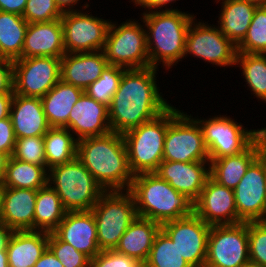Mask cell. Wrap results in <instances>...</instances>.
I'll list each match as a JSON object with an SVG mask.
<instances>
[{"mask_svg":"<svg viewBox=\"0 0 266 267\" xmlns=\"http://www.w3.org/2000/svg\"><path fill=\"white\" fill-rule=\"evenodd\" d=\"M157 68L125 70L108 106L110 129L123 134L148 122L172 104L163 97Z\"/></svg>","mask_w":266,"mask_h":267,"instance_id":"cell-1","label":"cell"},{"mask_svg":"<svg viewBox=\"0 0 266 267\" xmlns=\"http://www.w3.org/2000/svg\"><path fill=\"white\" fill-rule=\"evenodd\" d=\"M77 158L104 191L130 189L134 175L129 168L122 134L111 131L78 140Z\"/></svg>","mask_w":266,"mask_h":267,"instance_id":"cell-2","label":"cell"},{"mask_svg":"<svg viewBox=\"0 0 266 267\" xmlns=\"http://www.w3.org/2000/svg\"><path fill=\"white\" fill-rule=\"evenodd\" d=\"M149 56V67L170 71L183 60L187 30L196 17L181 10L151 11L140 14Z\"/></svg>","mask_w":266,"mask_h":267,"instance_id":"cell-3","label":"cell"},{"mask_svg":"<svg viewBox=\"0 0 266 267\" xmlns=\"http://www.w3.org/2000/svg\"><path fill=\"white\" fill-rule=\"evenodd\" d=\"M129 191L135 199L137 215L160 225L193 213V202L156 173L135 175Z\"/></svg>","mask_w":266,"mask_h":267,"instance_id":"cell-4","label":"cell"},{"mask_svg":"<svg viewBox=\"0 0 266 267\" xmlns=\"http://www.w3.org/2000/svg\"><path fill=\"white\" fill-rule=\"evenodd\" d=\"M181 110L173 104L158 117L122 134L132 174L155 173L163 161L164 139L170 121Z\"/></svg>","mask_w":266,"mask_h":267,"instance_id":"cell-5","label":"cell"},{"mask_svg":"<svg viewBox=\"0 0 266 267\" xmlns=\"http://www.w3.org/2000/svg\"><path fill=\"white\" fill-rule=\"evenodd\" d=\"M48 184L67 211H91L105 192L77 157L50 168Z\"/></svg>","mask_w":266,"mask_h":267,"instance_id":"cell-6","label":"cell"},{"mask_svg":"<svg viewBox=\"0 0 266 267\" xmlns=\"http://www.w3.org/2000/svg\"><path fill=\"white\" fill-rule=\"evenodd\" d=\"M99 249L114 250L129 225L137 218L135 199L129 190L105 191L91 209Z\"/></svg>","mask_w":266,"mask_h":267,"instance_id":"cell-7","label":"cell"},{"mask_svg":"<svg viewBox=\"0 0 266 267\" xmlns=\"http://www.w3.org/2000/svg\"><path fill=\"white\" fill-rule=\"evenodd\" d=\"M141 22L133 18L120 25L110 22L103 49L109 65L126 70L149 67L146 31Z\"/></svg>","mask_w":266,"mask_h":267,"instance_id":"cell-8","label":"cell"},{"mask_svg":"<svg viewBox=\"0 0 266 267\" xmlns=\"http://www.w3.org/2000/svg\"><path fill=\"white\" fill-rule=\"evenodd\" d=\"M201 126L209 161L245 151L260 135V128L248 129L225 115L194 117Z\"/></svg>","mask_w":266,"mask_h":267,"instance_id":"cell-9","label":"cell"},{"mask_svg":"<svg viewBox=\"0 0 266 267\" xmlns=\"http://www.w3.org/2000/svg\"><path fill=\"white\" fill-rule=\"evenodd\" d=\"M248 262V222L212 225L204 267H243Z\"/></svg>","mask_w":266,"mask_h":267,"instance_id":"cell-10","label":"cell"},{"mask_svg":"<svg viewBox=\"0 0 266 267\" xmlns=\"http://www.w3.org/2000/svg\"><path fill=\"white\" fill-rule=\"evenodd\" d=\"M196 19L192 20L186 33L183 59L193 56L215 67H235L237 47L220 32L217 25Z\"/></svg>","mask_w":266,"mask_h":267,"instance_id":"cell-11","label":"cell"},{"mask_svg":"<svg viewBox=\"0 0 266 267\" xmlns=\"http://www.w3.org/2000/svg\"><path fill=\"white\" fill-rule=\"evenodd\" d=\"M163 160L209 161L201 126L191 114L181 110L168 124Z\"/></svg>","mask_w":266,"mask_h":267,"instance_id":"cell-12","label":"cell"},{"mask_svg":"<svg viewBox=\"0 0 266 267\" xmlns=\"http://www.w3.org/2000/svg\"><path fill=\"white\" fill-rule=\"evenodd\" d=\"M83 11L65 12L61 17L66 53L95 52L105 47L112 20L95 17L89 10Z\"/></svg>","mask_w":266,"mask_h":267,"instance_id":"cell-13","label":"cell"},{"mask_svg":"<svg viewBox=\"0 0 266 267\" xmlns=\"http://www.w3.org/2000/svg\"><path fill=\"white\" fill-rule=\"evenodd\" d=\"M13 91L42 98L61 79V58L29 57L13 61Z\"/></svg>","mask_w":266,"mask_h":267,"instance_id":"cell-14","label":"cell"},{"mask_svg":"<svg viewBox=\"0 0 266 267\" xmlns=\"http://www.w3.org/2000/svg\"><path fill=\"white\" fill-rule=\"evenodd\" d=\"M210 228L211 225L206 224L194 212L161 225V230L175 243L181 256L191 267H204Z\"/></svg>","mask_w":266,"mask_h":267,"instance_id":"cell-15","label":"cell"},{"mask_svg":"<svg viewBox=\"0 0 266 267\" xmlns=\"http://www.w3.org/2000/svg\"><path fill=\"white\" fill-rule=\"evenodd\" d=\"M233 190L237 215L242 222L266 221L265 150Z\"/></svg>","mask_w":266,"mask_h":267,"instance_id":"cell-16","label":"cell"},{"mask_svg":"<svg viewBox=\"0 0 266 267\" xmlns=\"http://www.w3.org/2000/svg\"><path fill=\"white\" fill-rule=\"evenodd\" d=\"M193 212L211 226L242 222L237 215L234 190L219 184L211 176L193 203Z\"/></svg>","mask_w":266,"mask_h":267,"instance_id":"cell-17","label":"cell"},{"mask_svg":"<svg viewBox=\"0 0 266 267\" xmlns=\"http://www.w3.org/2000/svg\"><path fill=\"white\" fill-rule=\"evenodd\" d=\"M155 173L194 203L210 177V161L163 160Z\"/></svg>","mask_w":266,"mask_h":267,"instance_id":"cell-18","label":"cell"},{"mask_svg":"<svg viewBox=\"0 0 266 267\" xmlns=\"http://www.w3.org/2000/svg\"><path fill=\"white\" fill-rule=\"evenodd\" d=\"M68 129L77 140L110 133L108 106L84 92L70 111Z\"/></svg>","mask_w":266,"mask_h":267,"instance_id":"cell-19","label":"cell"},{"mask_svg":"<svg viewBox=\"0 0 266 267\" xmlns=\"http://www.w3.org/2000/svg\"><path fill=\"white\" fill-rule=\"evenodd\" d=\"M53 232L62 241L69 243L90 259L101 251L92 211H67L65 217Z\"/></svg>","mask_w":266,"mask_h":267,"instance_id":"cell-20","label":"cell"},{"mask_svg":"<svg viewBox=\"0 0 266 267\" xmlns=\"http://www.w3.org/2000/svg\"><path fill=\"white\" fill-rule=\"evenodd\" d=\"M65 53L61 19L49 22L28 23L22 58H62Z\"/></svg>","mask_w":266,"mask_h":267,"instance_id":"cell-21","label":"cell"},{"mask_svg":"<svg viewBox=\"0 0 266 267\" xmlns=\"http://www.w3.org/2000/svg\"><path fill=\"white\" fill-rule=\"evenodd\" d=\"M103 50L85 53H65L61 58V80L82 90L100 78L108 67Z\"/></svg>","mask_w":266,"mask_h":267,"instance_id":"cell-22","label":"cell"},{"mask_svg":"<svg viewBox=\"0 0 266 267\" xmlns=\"http://www.w3.org/2000/svg\"><path fill=\"white\" fill-rule=\"evenodd\" d=\"M10 118L16 139L44 136L51 128L43 111L41 99L14 94Z\"/></svg>","mask_w":266,"mask_h":267,"instance_id":"cell-23","label":"cell"},{"mask_svg":"<svg viewBox=\"0 0 266 267\" xmlns=\"http://www.w3.org/2000/svg\"><path fill=\"white\" fill-rule=\"evenodd\" d=\"M264 150V140L260 135L242 153L212 160L210 162V176L219 184L234 189L246 173L248 167Z\"/></svg>","mask_w":266,"mask_h":267,"instance_id":"cell-24","label":"cell"},{"mask_svg":"<svg viewBox=\"0 0 266 267\" xmlns=\"http://www.w3.org/2000/svg\"><path fill=\"white\" fill-rule=\"evenodd\" d=\"M37 190L5 187L0 221L13 231L34 230Z\"/></svg>","mask_w":266,"mask_h":267,"instance_id":"cell-25","label":"cell"},{"mask_svg":"<svg viewBox=\"0 0 266 267\" xmlns=\"http://www.w3.org/2000/svg\"><path fill=\"white\" fill-rule=\"evenodd\" d=\"M48 239L46 231H13L6 249L9 267H34L48 248Z\"/></svg>","mask_w":266,"mask_h":267,"instance_id":"cell-26","label":"cell"},{"mask_svg":"<svg viewBox=\"0 0 266 267\" xmlns=\"http://www.w3.org/2000/svg\"><path fill=\"white\" fill-rule=\"evenodd\" d=\"M222 1V2H221ZM221 4L218 17L220 32L237 46L245 37L257 5L245 0H215Z\"/></svg>","mask_w":266,"mask_h":267,"instance_id":"cell-27","label":"cell"},{"mask_svg":"<svg viewBox=\"0 0 266 267\" xmlns=\"http://www.w3.org/2000/svg\"><path fill=\"white\" fill-rule=\"evenodd\" d=\"M160 230L159 223L137 216L124 232L114 250L145 263Z\"/></svg>","mask_w":266,"mask_h":267,"instance_id":"cell-28","label":"cell"},{"mask_svg":"<svg viewBox=\"0 0 266 267\" xmlns=\"http://www.w3.org/2000/svg\"><path fill=\"white\" fill-rule=\"evenodd\" d=\"M85 91L61 79L41 99L50 127L68 128L70 111Z\"/></svg>","mask_w":266,"mask_h":267,"instance_id":"cell-29","label":"cell"},{"mask_svg":"<svg viewBox=\"0 0 266 267\" xmlns=\"http://www.w3.org/2000/svg\"><path fill=\"white\" fill-rule=\"evenodd\" d=\"M28 22L21 16L0 11V58H22Z\"/></svg>","mask_w":266,"mask_h":267,"instance_id":"cell-30","label":"cell"},{"mask_svg":"<svg viewBox=\"0 0 266 267\" xmlns=\"http://www.w3.org/2000/svg\"><path fill=\"white\" fill-rule=\"evenodd\" d=\"M66 213L60 197L49 184L37 190L34 230L53 232Z\"/></svg>","mask_w":266,"mask_h":267,"instance_id":"cell-31","label":"cell"},{"mask_svg":"<svg viewBox=\"0 0 266 267\" xmlns=\"http://www.w3.org/2000/svg\"><path fill=\"white\" fill-rule=\"evenodd\" d=\"M47 168L65 164L77 157V139L68 128L51 127L43 136Z\"/></svg>","mask_w":266,"mask_h":267,"instance_id":"cell-32","label":"cell"},{"mask_svg":"<svg viewBox=\"0 0 266 267\" xmlns=\"http://www.w3.org/2000/svg\"><path fill=\"white\" fill-rule=\"evenodd\" d=\"M2 183L9 188L38 190L48 184V171L42 166L10 156Z\"/></svg>","mask_w":266,"mask_h":267,"instance_id":"cell-33","label":"cell"},{"mask_svg":"<svg viewBox=\"0 0 266 267\" xmlns=\"http://www.w3.org/2000/svg\"><path fill=\"white\" fill-rule=\"evenodd\" d=\"M235 65L242 70L247 90L266 103V54L237 53Z\"/></svg>","mask_w":266,"mask_h":267,"instance_id":"cell-34","label":"cell"},{"mask_svg":"<svg viewBox=\"0 0 266 267\" xmlns=\"http://www.w3.org/2000/svg\"><path fill=\"white\" fill-rule=\"evenodd\" d=\"M145 267H191L173 241L160 230L155 237Z\"/></svg>","mask_w":266,"mask_h":267,"instance_id":"cell-35","label":"cell"},{"mask_svg":"<svg viewBox=\"0 0 266 267\" xmlns=\"http://www.w3.org/2000/svg\"><path fill=\"white\" fill-rule=\"evenodd\" d=\"M237 53L266 54V6H257Z\"/></svg>","mask_w":266,"mask_h":267,"instance_id":"cell-36","label":"cell"},{"mask_svg":"<svg viewBox=\"0 0 266 267\" xmlns=\"http://www.w3.org/2000/svg\"><path fill=\"white\" fill-rule=\"evenodd\" d=\"M125 70V68L119 66L108 65L100 78L91 83L85 93L96 101L109 106Z\"/></svg>","mask_w":266,"mask_h":267,"instance_id":"cell-37","label":"cell"},{"mask_svg":"<svg viewBox=\"0 0 266 267\" xmlns=\"http://www.w3.org/2000/svg\"><path fill=\"white\" fill-rule=\"evenodd\" d=\"M12 157L17 160L42 166L47 171L49 170L46 165L43 136H30L16 139Z\"/></svg>","mask_w":266,"mask_h":267,"instance_id":"cell-38","label":"cell"},{"mask_svg":"<svg viewBox=\"0 0 266 267\" xmlns=\"http://www.w3.org/2000/svg\"><path fill=\"white\" fill-rule=\"evenodd\" d=\"M48 248L64 267H90L91 259L87 255L62 241L54 232L49 233Z\"/></svg>","mask_w":266,"mask_h":267,"instance_id":"cell-39","label":"cell"},{"mask_svg":"<svg viewBox=\"0 0 266 267\" xmlns=\"http://www.w3.org/2000/svg\"><path fill=\"white\" fill-rule=\"evenodd\" d=\"M249 259L266 267V221L248 222Z\"/></svg>","mask_w":266,"mask_h":267,"instance_id":"cell-40","label":"cell"},{"mask_svg":"<svg viewBox=\"0 0 266 267\" xmlns=\"http://www.w3.org/2000/svg\"><path fill=\"white\" fill-rule=\"evenodd\" d=\"M62 15L55 0H27L22 17L28 23H38L61 19Z\"/></svg>","mask_w":266,"mask_h":267,"instance_id":"cell-41","label":"cell"},{"mask_svg":"<svg viewBox=\"0 0 266 267\" xmlns=\"http://www.w3.org/2000/svg\"><path fill=\"white\" fill-rule=\"evenodd\" d=\"M90 267H145V265L142 261L115 250H104L91 259Z\"/></svg>","mask_w":266,"mask_h":267,"instance_id":"cell-42","label":"cell"},{"mask_svg":"<svg viewBox=\"0 0 266 267\" xmlns=\"http://www.w3.org/2000/svg\"><path fill=\"white\" fill-rule=\"evenodd\" d=\"M16 137L10 117L0 120V152L12 156Z\"/></svg>","mask_w":266,"mask_h":267,"instance_id":"cell-43","label":"cell"},{"mask_svg":"<svg viewBox=\"0 0 266 267\" xmlns=\"http://www.w3.org/2000/svg\"><path fill=\"white\" fill-rule=\"evenodd\" d=\"M13 82V61L0 58V93H14Z\"/></svg>","mask_w":266,"mask_h":267,"instance_id":"cell-44","label":"cell"},{"mask_svg":"<svg viewBox=\"0 0 266 267\" xmlns=\"http://www.w3.org/2000/svg\"><path fill=\"white\" fill-rule=\"evenodd\" d=\"M176 1H179V0H131L129 2L134 3V6L135 5L136 7L138 6L139 9L144 8L146 11L144 10L143 13H147L151 11L181 10V9H178L177 7L175 9L171 5L172 3L174 4ZM169 6H171V8Z\"/></svg>","mask_w":266,"mask_h":267,"instance_id":"cell-45","label":"cell"},{"mask_svg":"<svg viewBox=\"0 0 266 267\" xmlns=\"http://www.w3.org/2000/svg\"><path fill=\"white\" fill-rule=\"evenodd\" d=\"M27 0H0V11L23 15Z\"/></svg>","mask_w":266,"mask_h":267,"instance_id":"cell-46","label":"cell"},{"mask_svg":"<svg viewBox=\"0 0 266 267\" xmlns=\"http://www.w3.org/2000/svg\"><path fill=\"white\" fill-rule=\"evenodd\" d=\"M81 0H55L58 8L62 13L65 12H73V11H81V10H87L88 7H90V4L88 2H84V5L82 6L78 5L81 4ZM80 2V3H79ZM76 5V6H75ZM77 6L80 8L78 9ZM75 8V9H74Z\"/></svg>","mask_w":266,"mask_h":267,"instance_id":"cell-47","label":"cell"},{"mask_svg":"<svg viewBox=\"0 0 266 267\" xmlns=\"http://www.w3.org/2000/svg\"><path fill=\"white\" fill-rule=\"evenodd\" d=\"M34 267H64L62 263L55 257L53 252L47 248L40 259L35 263Z\"/></svg>","mask_w":266,"mask_h":267,"instance_id":"cell-48","label":"cell"},{"mask_svg":"<svg viewBox=\"0 0 266 267\" xmlns=\"http://www.w3.org/2000/svg\"><path fill=\"white\" fill-rule=\"evenodd\" d=\"M14 93H0V120L10 117V108Z\"/></svg>","mask_w":266,"mask_h":267,"instance_id":"cell-49","label":"cell"},{"mask_svg":"<svg viewBox=\"0 0 266 267\" xmlns=\"http://www.w3.org/2000/svg\"><path fill=\"white\" fill-rule=\"evenodd\" d=\"M13 233V230L9 228L5 223L0 221V250H6L8 241Z\"/></svg>","mask_w":266,"mask_h":267,"instance_id":"cell-50","label":"cell"},{"mask_svg":"<svg viewBox=\"0 0 266 267\" xmlns=\"http://www.w3.org/2000/svg\"><path fill=\"white\" fill-rule=\"evenodd\" d=\"M9 158L10 156L7 153L0 152V181L5 177Z\"/></svg>","mask_w":266,"mask_h":267,"instance_id":"cell-51","label":"cell"},{"mask_svg":"<svg viewBox=\"0 0 266 267\" xmlns=\"http://www.w3.org/2000/svg\"><path fill=\"white\" fill-rule=\"evenodd\" d=\"M0 267H9L7 250H0Z\"/></svg>","mask_w":266,"mask_h":267,"instance_id":"cell-52","label":"cell"},{"mask_svg":"<svg viewBox=\"0 0 266 267\" xmlns=\"http://www.w3.org/2000/svg\"><path fill=\"white\" fill-rule=\"evenodd\" d=\"M4 192H5V187L2 183V181H0V216L2 213V209H3V197H4Z\"/></svg>","mask_w":266,"mask_h":267,"instance_id":"cell-53","label":"cell"},{"mask_svg":"<svg viewBox=\"0 0 266 267\" xmlns=\"http://www.w3.org/2000/svg\"><path fill=\"white\" fill-rule=\"evenodd\" d=\"M254 3L257 6H266V0H245Z\"/></svg>","mask_w":266,"mask_h":267,"instance_id":"cell-54","label":"cell"},{"mask_svg":"<svg viewBox=\"0 0 266 267\" xmlns=\"http://www.w3.org/2000/svg\"><path fill=\"white\" fill-rule=\"evenodd\" d=\"M261 136L264 140L265 150H266V130H261Z\"/></svg>","mask_w":266,"mask_h":267,"instance_id":"cell-55","label":"cell"},{"mask_svg":"<svg viewBox=\"0 0 266 267\" xmlns=\"http://www.w3.org/2000/svg\"><path fill=\"white\" fill-rule=\"evenodd\" d=\"M243 267H263V266H260V265H257V264L248 262V263H247L246 265H244Z\"/></svg>","mask_w":266,"mask_h":267,"instance_id":"cell-56","label":"cell"},{"mask_svg":"<svg viewBox=\"0 0 266 267\" xmlns=\"http://www.w3.org/2000/svg\"><path fill=\"white\" fill-rule=\"evenodd\" d=\"M265 183H266V150H265Z\"/></svg>","mask_w":266,"mask_h":267,"instance_id":"cell-57","label":"cell"}]
</instances>
